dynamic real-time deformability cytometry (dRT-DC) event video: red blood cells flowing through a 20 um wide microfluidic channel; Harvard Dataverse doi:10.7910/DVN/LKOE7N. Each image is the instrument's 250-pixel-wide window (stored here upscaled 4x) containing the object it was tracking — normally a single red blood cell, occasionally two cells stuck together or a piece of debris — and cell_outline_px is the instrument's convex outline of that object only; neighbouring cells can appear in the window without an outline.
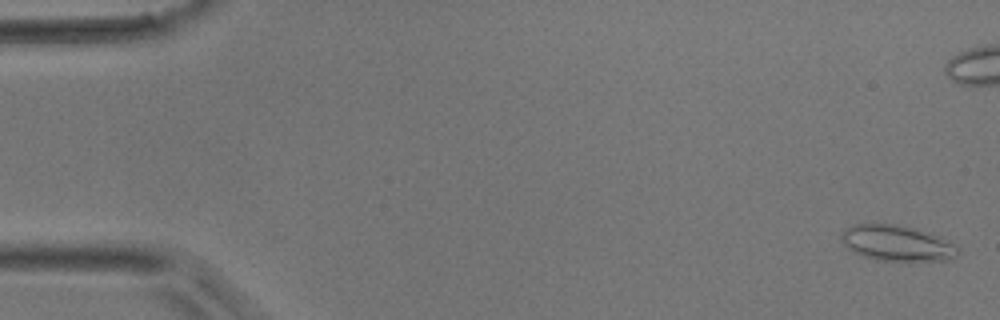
{"species": "common noctule bat (a hibernating species)", "species_latin": "Nyctalus noctula", "temperature_condition": "room temperature", "stored_images_in_passage": 50, "camera_frame_rate_fps": 3000, "um_per_image_px": 0.085, "animal": {"sex": "male", "body_mass_g": 17.9}, "frame": {"image": 1, "passage_image": 1, "time_ms": 0.0, "image_size_px": [1000, 320], "cell_outline_px": [[960, 252], [956, 256], [944, 260], [876, 260], [852, 252], [844, 244], [840, 236], [840, 232], [844, 228], [852, 224], [896, 224], [916, 228], [928, 232], [956, 244], [960, 248]], "centroid_in_image_um": [76.22, 20.65], "position_along_channel_um": 8.8, "area_um2": 24.33}}
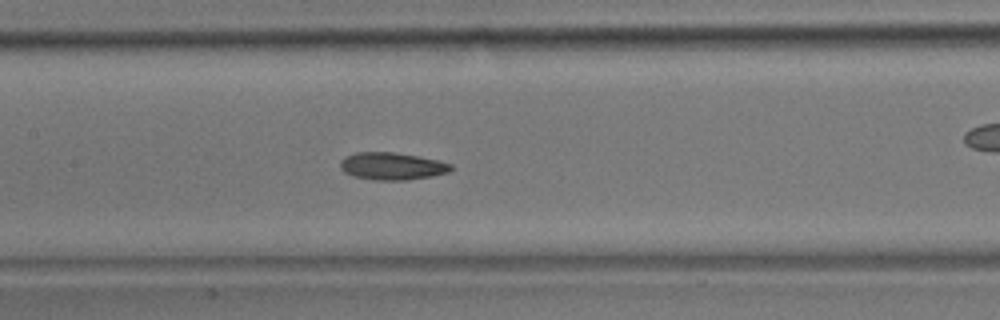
{"frame": {"image": 2, "passage_image": 23, "time_ms": 7.333, "image_size_px": [1000, 320], "cell_outline_px": [[452, 168], [448, 172], [432, 176], [408, 180], [376, 180], [352, 176], [344, 172], [340, 168], [340, 160], [344, 156], [356, 152], [396, 152], [420, 156], [440, 160], [452, 164]], "centroid_in_image_um": [33.31, 14.11], "position_along_channel_um": 174.1, "area_um2": 17.92}}
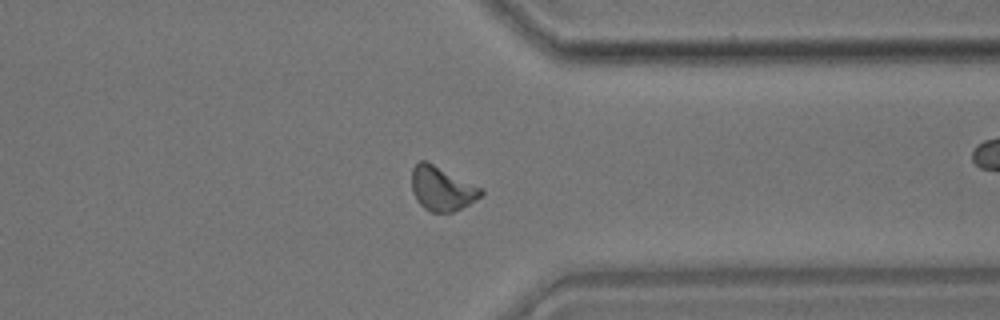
{"frame": {"image": 3, "passage_image": 38, "time_ms": 12.333, "image_size_px": [1000, 320], "cell_outline_px": [[484, 192], [476, 200], [452, 212], [428, 212], [416, 200], [412, 188], [412, 168], [420, 160], [424, 160], [484, 188]], "centroid_in_image_um": [37.56, 16.04], "position_along_channel_um": 373.8, "area_um2": 17.74}}